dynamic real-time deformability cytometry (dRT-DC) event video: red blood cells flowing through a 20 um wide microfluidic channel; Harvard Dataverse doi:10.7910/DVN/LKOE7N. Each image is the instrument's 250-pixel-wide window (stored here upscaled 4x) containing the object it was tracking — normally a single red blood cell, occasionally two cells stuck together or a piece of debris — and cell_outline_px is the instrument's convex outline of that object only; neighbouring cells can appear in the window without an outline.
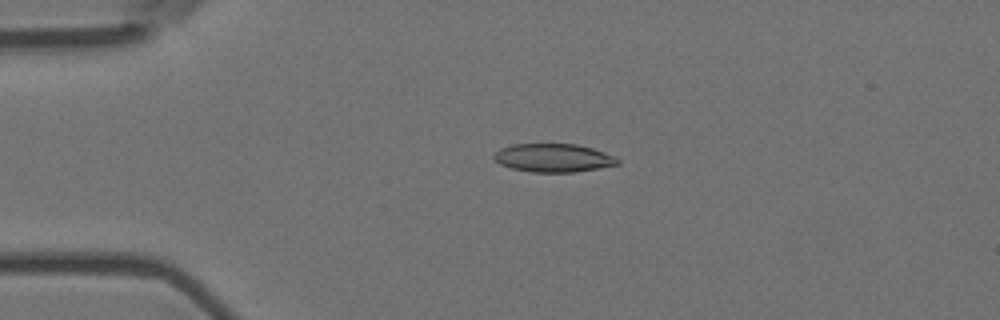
{"species": "Egyptian fruit bat (a non-hibernating species)", "species_latin": "Rousettus aegyptiacus", "temperature_condition": "room temperature", "stored_images_in_passage": 3, "camera_frame_rate_fps": 3000, "um_per_image_px": 0.085, "animal": {"sex": "female"}, "frame": {"image": 1, "passage_image": 2, "time_ms": 0.333, "image_size_px": [1000, 320], "cell_outline_px": [[620, 164], [572, 172], [532, 172], [512, 168], [500, 164], [492, 156], [500, 148], [512, 144], [576, 144], [592, 148], [604, 152], [620, 160]], "centroid_in_image_um": [47.01, 13.41], "position_along_channel_um": 38.0, "area_um2": 20.23}}